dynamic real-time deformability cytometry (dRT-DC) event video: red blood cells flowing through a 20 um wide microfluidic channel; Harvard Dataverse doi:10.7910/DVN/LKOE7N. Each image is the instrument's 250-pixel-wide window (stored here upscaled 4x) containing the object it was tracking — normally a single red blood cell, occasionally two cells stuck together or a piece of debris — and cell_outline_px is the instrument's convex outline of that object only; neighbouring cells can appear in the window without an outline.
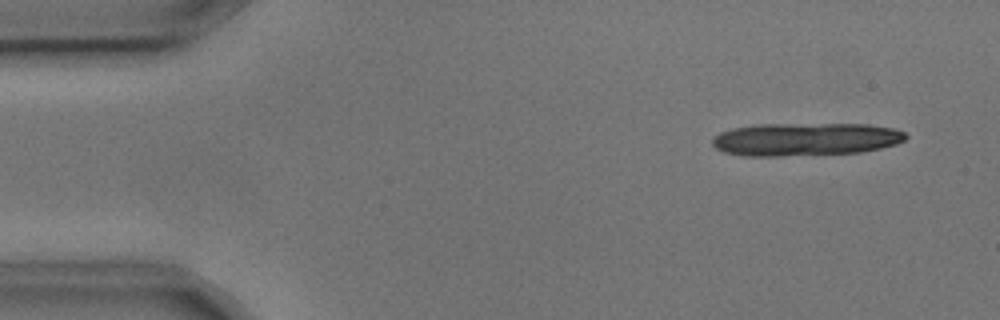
{"species": "common noctule bat (a hibernating species)", "species_latin": "Nyctalus noctula", "temperature_condition": "cold", "stored_images_in_passage": 5, "camera_frame_rate_fps": 3000, "um_per_image_px": 0.085, "animal": {"sex": "male", "body_mass_g": 17.9, "forearm_length_mm": 54.2}, "frame": {"image": 1, "passage_image": 2, "time_ms": 0.333, "image_size_px": [1000, 320], "cell_outline_px": [[908, 136], [904, 140], [896, 144], [880, 148], [860, 152], [780, 156], [744, 156], [724, 152], [716, 148], [712, 144], [712, 136], [720, 132], [732, 128], [756, 124], [868, 124], [892, 128], [904, 132]], "centroid_in_image_um": [68.42, 11.83], "position_along_channel_um": 16.6, "area_um2": 37.28}}